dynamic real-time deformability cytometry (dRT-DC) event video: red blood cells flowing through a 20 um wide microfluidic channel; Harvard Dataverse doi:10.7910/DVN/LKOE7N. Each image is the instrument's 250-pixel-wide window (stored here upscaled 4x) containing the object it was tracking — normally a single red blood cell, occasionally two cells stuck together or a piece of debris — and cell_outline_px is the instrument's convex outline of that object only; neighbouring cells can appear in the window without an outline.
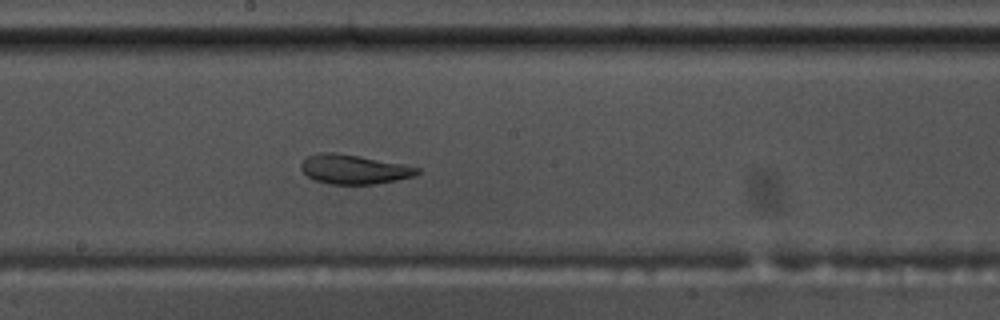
{"species": "common noctule bat (a hibernating species)", "species_latin": "Nyctalus noctula", "temperature_condition": "warm", "stored_images_in_passage": 56, "camera_frame_rate_fps": 3000, "um_per_image_px": 0.085, "animal": {"sex": "male", "body_mass_g": 17.5, "forearm_length_mm": 52.3}, "frame": {"image": 1, "passage_image": 30, "time_ms": 9.667, "image_size_px": [1000, 320], "cell_outline_px": [[420, 172], [416, 176], [396, 180], [372, 184], [328, 184], [316, 180], [308, 176], [300, 168], [300, 164], [308, 156], [320, 152], [332, 152], [360, 156], [404, 164], [420, 168]], "centroid_in_image_um": [30.1, 14.39], "position_along_channel_um": 218.1, "area_um2": 19.83}}
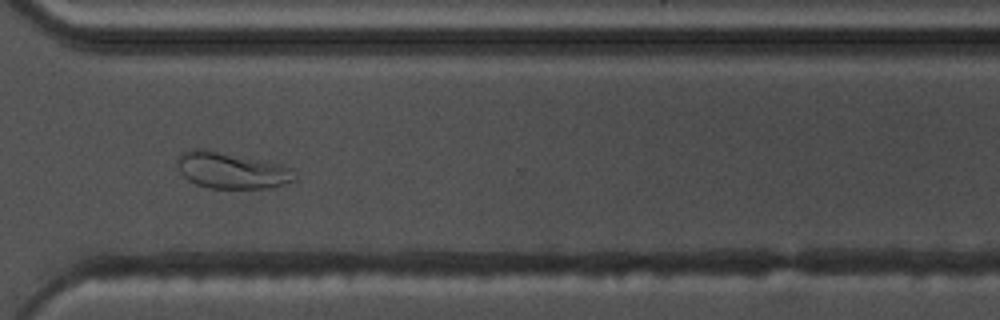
{"frame": {"image": 2, "passage_image": 41, "time_ms": 13.333, "image_size_px": [1000, 320], "cell_outline_px": [[296, 180], [272, 188], [208, 188], [196, 184], [188, 180], [180, 172], [176, 164], [176, 160], [180, 152], [192, 148], [204, 148], [280, 164], [292, 168]], "centroid_in_image_um": [19.63, 14.47], "position_along_channel_um": 351.0, "area_um2": 25.09}}
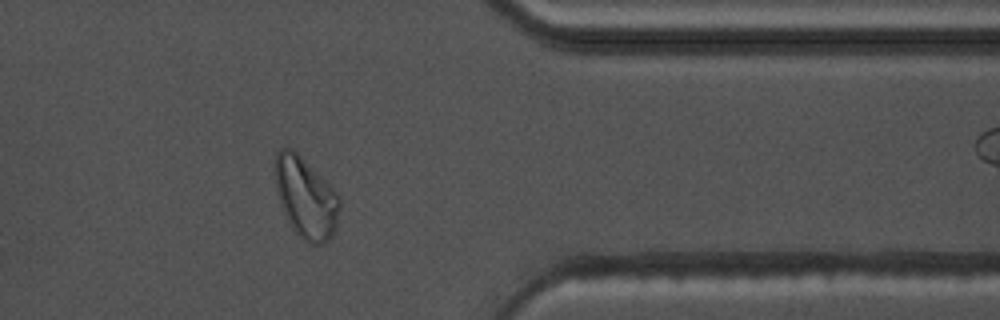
{"frame": {"image": 3, "passage_image": 45, "time_ms": 14.667, "image_size_px": [1000, 320], "cell_outline_px": [[340, 208], [336, 228], [332, 236], [324, 244], [308, 244], [292, 228], [284, 212], [276, 188], [276, 152], [280, 148], [292, 148], [340, 196]], "centroid_in_image_um": [26.02, 16.84], "position_along_channel_um": 385.4, "area_um2": 29.82}, "authors_computed_cell_mechanics": {"area_um2": 24.9118, "velocity_mm_per_s": 3.6168, "shape_relaxation_time_tau1_ms": null, "shape_relaxation_time_tau2_ms": 1.9703, "deformation_change_tau1": null, "deformation_change_tau2": 0.0786}}